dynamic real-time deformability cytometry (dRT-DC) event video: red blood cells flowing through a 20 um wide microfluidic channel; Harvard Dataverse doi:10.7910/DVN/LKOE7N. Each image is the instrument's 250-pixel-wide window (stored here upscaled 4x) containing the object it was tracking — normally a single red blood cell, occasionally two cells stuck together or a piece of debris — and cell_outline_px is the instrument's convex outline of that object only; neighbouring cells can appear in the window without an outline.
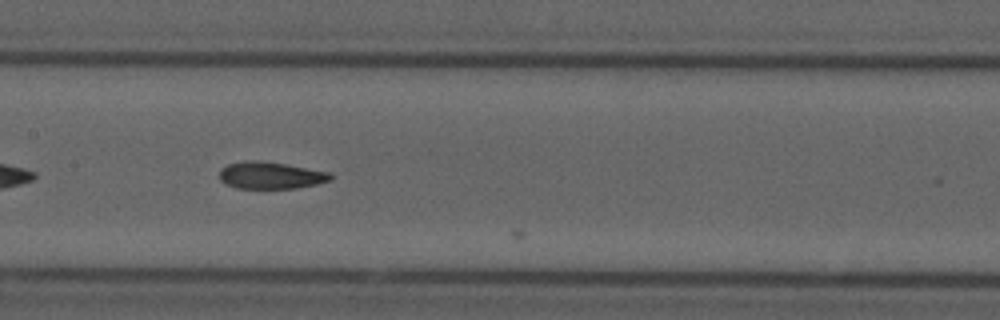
{"species": "common noctule bat (a hibernating species)", "species_latin": "Nyctalus noctula", "temperature_condition": "cold", "stored_images_in_passage": 13, "camera_frame_rate_fps": 3000, "um_per_image_px": 0.085, "animal": {"sex": "male", "forearm_length_mm": 52.5}, "frame": {"image": 1, "passage_image": 12, "time_ms": 3.667, "image_size_px": [1000, 320], "cell_outline_px": [[332, 180], [316, 184], [296, 188], [236, 188], [224, 184], [220, 180], [220, 168], [228, 164], [244, 160], [260, 160], [284, 164], [328, 172], [332, 176]], "centroid_in_image_um": [22.95, 14.9], "position_along_channel_um": 184.5, "area_um2": 17.46}}